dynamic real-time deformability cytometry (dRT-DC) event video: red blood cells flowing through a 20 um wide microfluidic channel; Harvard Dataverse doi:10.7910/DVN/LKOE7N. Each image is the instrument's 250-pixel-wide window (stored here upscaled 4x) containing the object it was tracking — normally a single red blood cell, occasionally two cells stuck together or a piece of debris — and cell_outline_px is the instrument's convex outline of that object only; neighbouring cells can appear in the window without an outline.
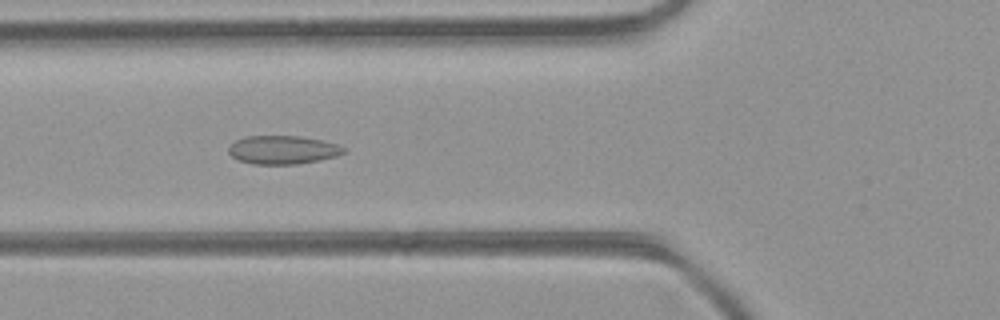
{"species": "common noctule bat (a hibernating species)", "species_latin": "Nyctalus noctula", "temperature_condition": "room temperature", "stored_images_in_passage": 48, "camera_frame_rate_fps": 3000, "um_per_image_px": 0.085, "animal": {"sex": "female", "body_mass_g": 21.9}, "frame": {"image": 1, "passage_image": 18, "time_ms": 5.667, "image_size_px": [1000, 320], "cell_outline_px": [[348, 148], [344, 152], [336, 156], [320, 160], [296, 164], [252, 164], [240, 160], [232, 156], [228, 152], [228, 148], [236, 140], [244, 136], [300, 136], [340, 144]], "centroid_in_image_um": [24.07, 12.73], "position_along_channel_um": 101.7, "area_um2": 19.13}}
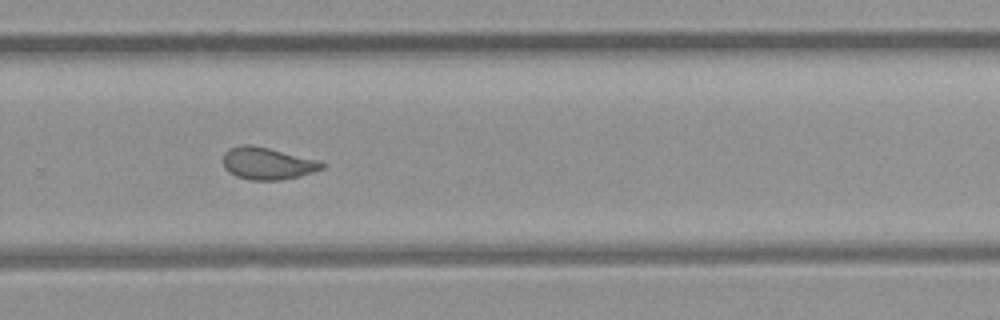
{"frame": {"image": 2, "passage_image": 32, "time_ms": 10.333, "image_size_px": [1000, 320], "cell_outline_px": [[324, 168], [300, 176], [280, 180], [252, 180], [236, 176], [228, 172], [224, 168], [224, 152], [228, 148], [240, 144], [252, 144], [320, 160], [324, 164]], "centroid_in_image_um": [22.72, 13.88], "position_along_channel_um": 307.1, "area_um2": 18.67}}
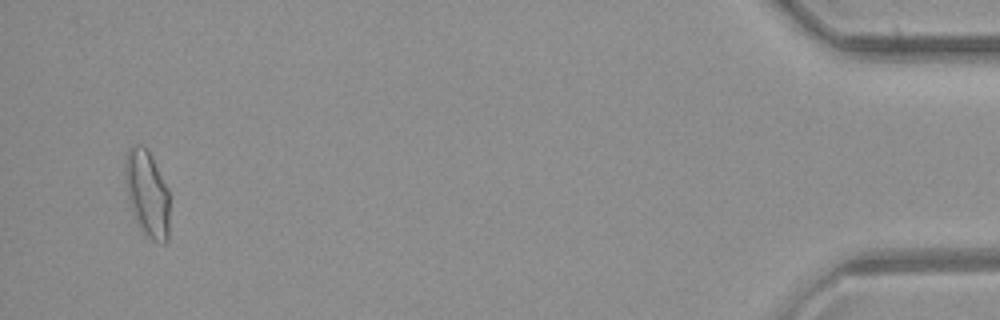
{"frame": {"image": 3, "passage_image": 46, "time_ms": 15.0, "image_size_px": [1000, 320], "cell_outline_px": [[168, 240], [164, 244], [152, 240], [140, 228], [132, 208], [128, 196], [124, 180], [124, 160], [128, 148], [136, 144], [140, 144], [148, 152], [168, 188]], "centroid_in_image_um": [12.49, 16.44], "position_along_channel_um": 422.7, "area_um2": 21.96}, "authors_computed_cell_mechanics": {"area_um2": 19.2763, "velocity_mm_per_s": 4.4033, "shape_relaxation_time_tau1_ms": null, "shape_relaxation_time_tau2_ms": 0.966, "deformation_change_tau1": null, "deformation_change_tau2": 0.0717}}